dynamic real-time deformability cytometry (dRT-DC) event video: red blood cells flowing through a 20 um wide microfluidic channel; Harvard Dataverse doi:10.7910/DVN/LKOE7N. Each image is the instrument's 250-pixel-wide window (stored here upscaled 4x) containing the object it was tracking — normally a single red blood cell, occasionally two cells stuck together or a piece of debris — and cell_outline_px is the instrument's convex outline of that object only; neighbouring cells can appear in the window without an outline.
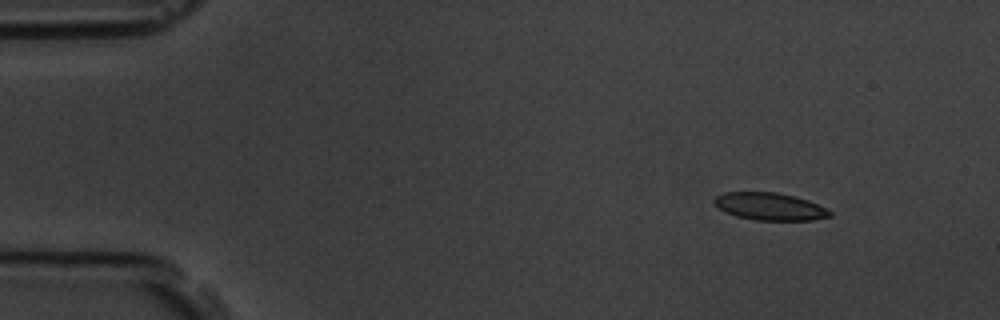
{"species": "common noctule bat (a hibernating species)", "species_latin": "Nyctalus noctula", "temperature_condition": "room temperature", "stored_images_in_passage": 3, "camera_frame_rate_fps": 3000, "um_per_image_px": 0.085, "animal": {"sex": "male", "body_mass_g": 19.5, "forearm_length_mm": 54.6}, "frame": {"image": 1, "passage_image": 1, "time_ms": 0.0, "image_size_px": [1000, 320], "cell_outline_px": [[832, 216], [812, 220], [756, 220], [736, 216], [720, 208], [712, 200], [716, 196], [724, 192], [776, 192], [808, 200], [832, 212]], "centroid_in_image_um": [65.43, 17.55], "position_along_channel_um": 19.6, "area_um2": 18.21}}
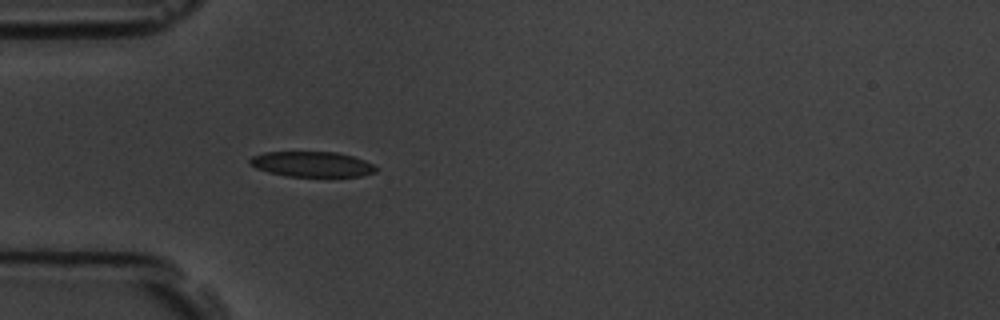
{"frame": {"image": 2, "passage_image": 3, "time_ms": 3.333, "image_size_px": [1000, 320], "cell_outline_px": [[376, 172], [360, 176], [288, 176], [268, 172], [256, 168], [248, 164], [248, 160], [252, 156], [264, 152], [336, 152], [352, 156], [364, 160], [372, 164], [376, 168]], "centroid_in_image_um": [26.47, 13.95], "position_along_channel_um": 58.5, "area_um2": 18.5}}